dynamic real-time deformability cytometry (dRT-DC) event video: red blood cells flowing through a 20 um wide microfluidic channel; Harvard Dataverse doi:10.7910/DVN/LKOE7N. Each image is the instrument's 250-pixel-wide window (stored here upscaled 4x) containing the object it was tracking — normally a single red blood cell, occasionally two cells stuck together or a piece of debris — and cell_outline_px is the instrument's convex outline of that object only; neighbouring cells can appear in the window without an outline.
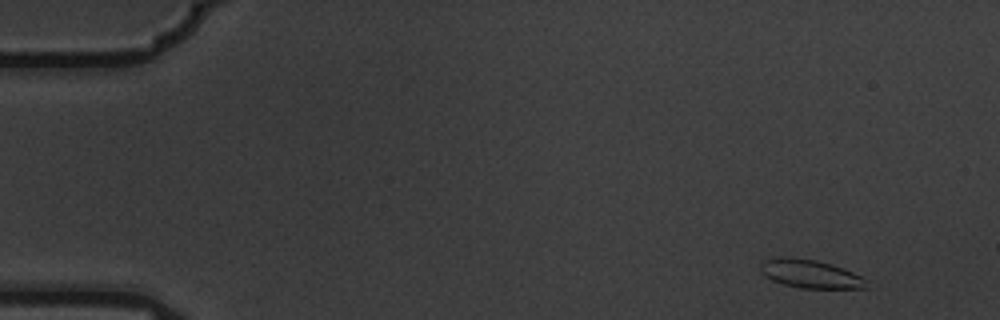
{"species": "common noctule bat (a hibernating species)", "species_latin": "Nyctalus noctula", "temperature_condition": "warm", "stored_images_in_passage": 7, "camera_frame_rate_fps": 3000, "um_per_image_px": 0.085, "animal": {"sex": "male", "body_mass_g": 19.5, "forearm_length_mm": 54.6}, "frame": {"image": 1, "passage_image": 1, "time_ms": 0.0, "image_size_px": [1000, 320], "cell_outline_px": [[868, 288], [800, 288], [784, 284], [772, 280], [764, 276], [760, 272], [760, 264], [764, 260], [776, 256], [792, 256], [816, 260], [832, 264], [852, 272], [868, 280]], "centroid_in_image_um": [68.84, 23.26], "position_along_channel_um": 16.2, "area_um2": 17.8}}
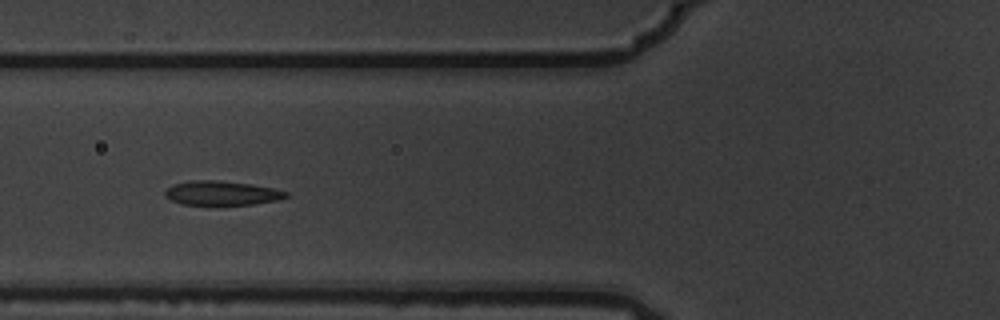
{"frame": {"image": 2, "passage_image": 6, "time_ms": 1.667, "image_size_px": [1000, 320], "cell_outline_px": [[288, 196], [280, 200], [252, 204], [216, 208], [212, 208], [184, 204], [172, 200], [164, 196], [164, 192], [172, 184], [192, 180], [216, 180], [252, 184], [272, 188], [288, 192]], "centroid_in_image_um": [18.83, 16.46], "position_along_channel_um": 107.0, "area_um2": 17.98}}
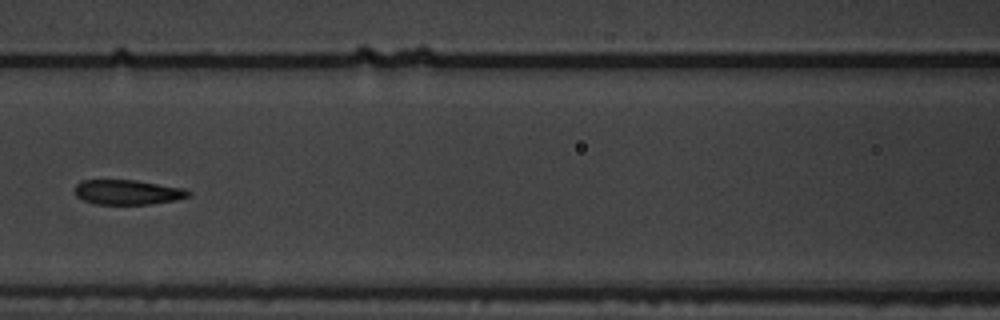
{"frame": {"image": 3, "passage_image": 7, "time_ms": 2.0, "image_size_px": [1000, 320], "cell_outline_px": [[192, 196], [176, 200], [152, 204], [96, 204], [84, 200], [76, 196], [76, 184], [80, 180], [136, 180], [184, 188], [192, 192]], "centroid_in_image_um": [10.9, 16.33], "position_along_channel_um": 155.7, "area_um2": 16.53}}